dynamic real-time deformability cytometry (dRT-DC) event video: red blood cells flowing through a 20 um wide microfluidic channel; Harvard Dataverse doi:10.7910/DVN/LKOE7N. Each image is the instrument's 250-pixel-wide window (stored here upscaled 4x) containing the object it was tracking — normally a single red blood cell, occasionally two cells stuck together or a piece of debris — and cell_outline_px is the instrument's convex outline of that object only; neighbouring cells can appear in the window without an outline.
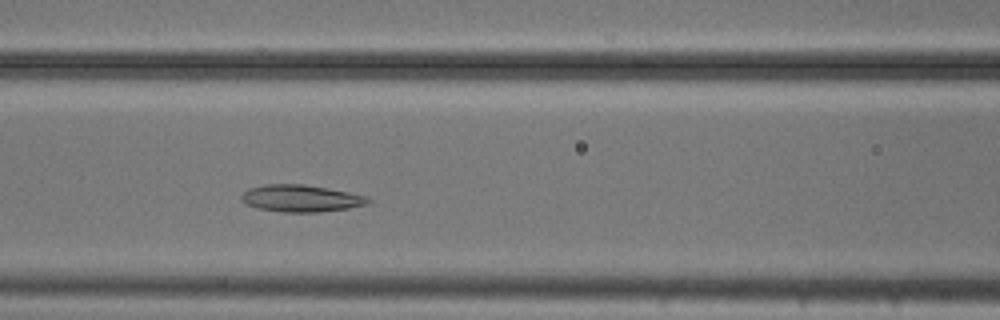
{"species": "common noctule bat (a hibernating species)", "species_latin": "Nyctalus noctula", "temperature_condition": "cold", "stored_images_in_passage": 48, "camera_frame_rate_fps": 3000, "um_per_image_px": 0.085, "animal": {"sex": "male", "body_mass_g": 20.5, "forearm_length_mm": 52.5}, "frame": {"image": 1, "passage_image": 17, "time_ms": 5.333, "image_size_px": [1000, 320], "cell_outline_px": [[372, 200], [368, 204], [348, 208], [316, 212], [284, 212], [256, 208], [240, 200], [240, 196], [248, 188], [264, 184], [304, 184], [348, 192], [368, 196]], "centroid_in_image_um": [25.57, 16.85], "position_along_channel_um": 141.0, "area_um2": 19.94}}
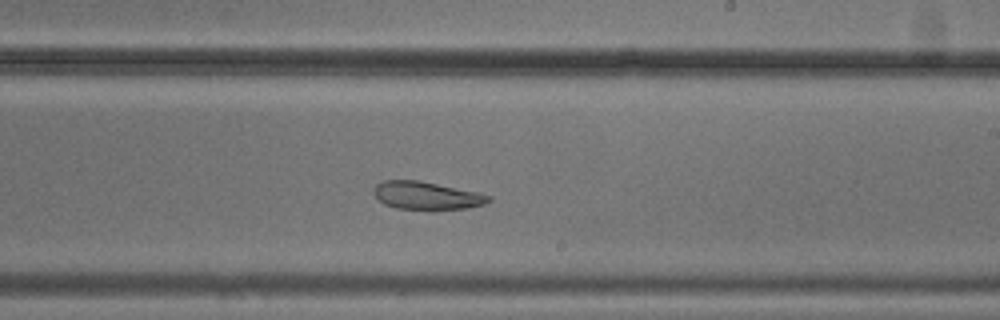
{"frame": {"image": 2, "passage_image": 26, "time_ms": 8.333, "image_size_px": [1000, 320], "cell_outline_px": [[492, 200], [484, 204], [464, 208], [396, 208], [384, 204], [372, 192], [372, 188], [376, 184], [384, 180], [416, 180], [476, 192], [492, 196]], "centroid_in_image_um": [36.21, 16.6], "position_along_channel_um": 252.8, "area_um2": 18.09}}
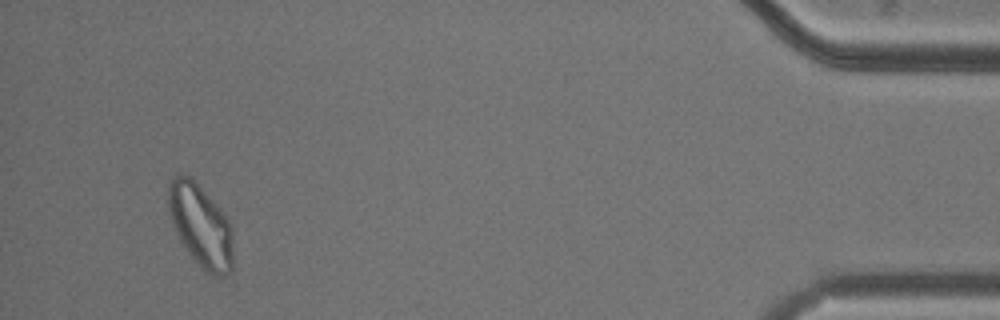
{"frame": {"image": 3, "passage_image": 45, "time_ms": 14.667, "image_size_px": [1000, 320], "cell_outline_px": [[232, 272], [228, 276], [216, 276], [204, 272], [196, 264], [180, 240], [176, 232], [168, 208], [168, 180], [176, 176], [188, 176], [224, 212], [232, 228]], "centroid_in_image_um": [17.07, 19.25], "position_along_channel_um": 418.1, "area_um2": 31.04}, "authors_computed_cell_mechanics": {"area_um2": 24.565, "velocity_mm_per_s": 3.7255, "shape_relaxation_time_tau1_ms": null, "shape_relaxation_time_tau2_ms": 2.4948, "deformation_change_tau1": null, "deformation_change_tau2": 0.0758}}